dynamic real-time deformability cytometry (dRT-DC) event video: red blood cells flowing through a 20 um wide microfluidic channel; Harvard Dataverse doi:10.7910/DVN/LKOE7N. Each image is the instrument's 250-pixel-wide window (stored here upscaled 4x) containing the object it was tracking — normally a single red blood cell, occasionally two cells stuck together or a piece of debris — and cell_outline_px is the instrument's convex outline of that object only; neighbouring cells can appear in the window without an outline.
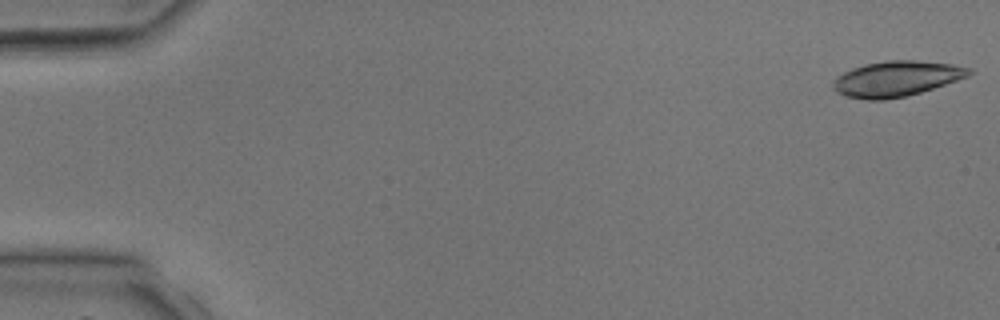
{"species": "common noctule bat (a hibernating species)", "species_latin": "Nyctalus noctula", "temperature_condition": "room temperature", "stored_images_in_passage": 5, "camera_frame_rate_fps": 3000, "um_per_image_px": 0.085, "animal": {"sex": "male", "body_mass_g": 17.9, "forearm_length_mm": 54.2}, "frame": {"image": 1, "passage_image": 1, "time_ms": 0.0, "image_size_px": [1000, 320], "cell_outline_px": [[976, 72], [968, 76], [920, 92], [904, 96], [884, 100], [868, 100], [844, 96], [836, 92], [832, 88], [832, 80], [836, 76], [852, 68], [864, 64], [888, 60], [916, 60], [952, 64], [972, 68]], "centroid_in_image_um": [76.16, 6.68], "position_along_channel_um": 8.8, "area_um2": 28.15}}
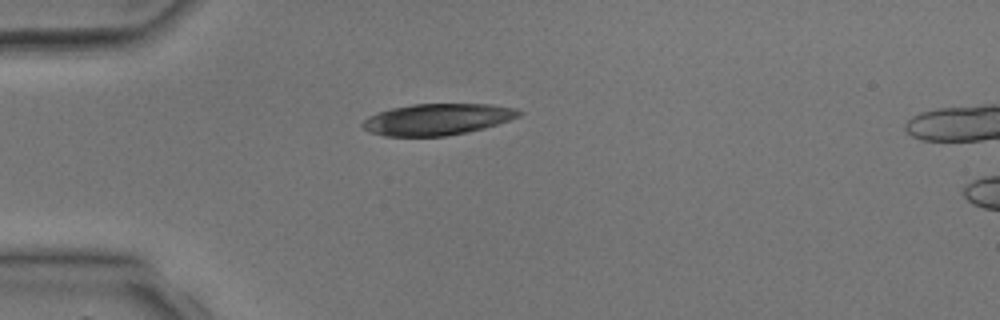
{"frame": {"image": 2, "passage_image": 4, "time_ms": 3.333, "image_size_px": [1000, 320], "cell_outline_px": [[524, 112], [520, 116], [484, 128], [468, 132], [444, 136], [384, 136], [368, 132], [360, 124], [368, 116], [376, 112], [392, 108], [412, 104], [492, 104], [516, 108]], "centroid_in_image_um": [37.15, 10.14], "position_along_channel_um": 47.8, "area_um2": 28.73}}